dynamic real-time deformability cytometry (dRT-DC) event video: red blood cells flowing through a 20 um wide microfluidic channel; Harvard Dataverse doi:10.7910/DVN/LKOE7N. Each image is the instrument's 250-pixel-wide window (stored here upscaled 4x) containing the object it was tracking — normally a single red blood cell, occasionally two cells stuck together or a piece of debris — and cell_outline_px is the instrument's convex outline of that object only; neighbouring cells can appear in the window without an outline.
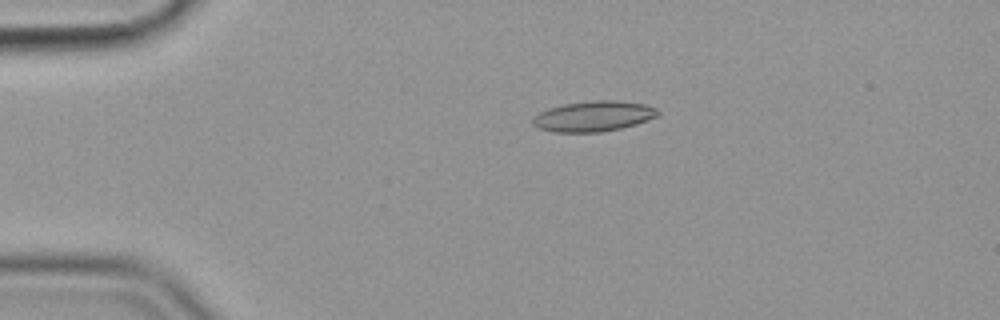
{"species": "common noctule bat (a hibernating species)", "species_latin": "Nyctalus noctula", "temperature_condition": "cold", "stored_images_in_passage": 56, "camera_frame_rate_fps": 3000, "um_per_image_px": 0.085, "animal": {"sex": "female", "body_mass_g": 19.9}, "frame": {"image": 1, "passage_image": 12, "time_ms": 3.667, "image_size_px": [1000, 320], "cell_outline_px": [[660, 112], [656, 116], [648, 120], [636, 124], [620, 128], [600, 132], [552, 132], [536, 128], [532, 124], [532, 120], [540, 112], [548, 108], [564, 104], [596, 100], [616, 100], [644, 104], [656, 108]], "centroid_in_image_um": [50.43, 9.88], "position_along_channel_um": 34.6, "area_um2": 22.14}}
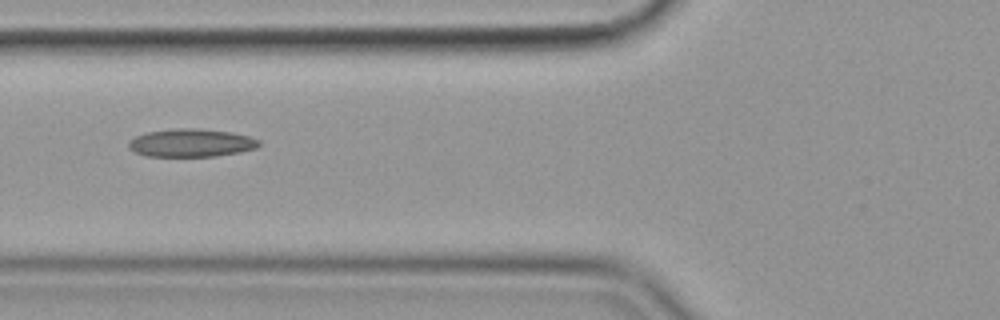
{"frame": {"image": 2, "passage_image": 22, "time_ms": 7.0, "image_size_px": [1000, 320], "cell_outline_px": [[260, 144], [256, 148], [240, 152], [216, 156], [148, 156], [136, 152], [128, 148], [128, 140], [136, 136], [148, 132], [176, 128], [196, 128], [232, 132], [248, 136], [260, 140]], "centroid_in_image_um": [16.25, 12.14], "position_along_channel_um": 109.5, "area_um2": 21.27}}
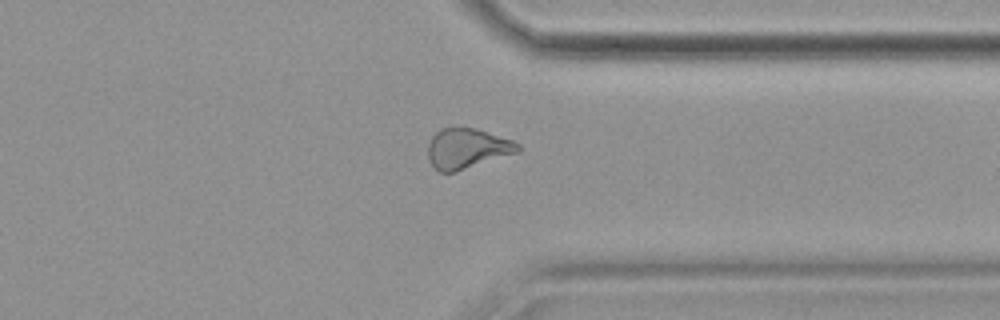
{"frame": {"image": 3, "passage_image": 44, "time_ms": 14.333, "image_size_px": [1000, 320], "cell_outline_px": [[520, 152], [456, 172], [440, 172], [428, 160], [428, 144], [432, 136], [440, 128], [476, 128], [512, 140], [520, 144]], "centroid_in_image_um": [39.72, 12.63], "position_along_channel_um": 371.7, "area_um2": 21.15}, "authors_computed_cell_mechanics": {"area_um2": 21.2704, "velocity_mm_per_s": 3.5871, "shape_relaxation_time_tau1_ms": null, "shape_relaxation_time_tau2_ms": 2.3855, "deformation_change_tau1": null, "deformation_change_tau2": 0.0903}}